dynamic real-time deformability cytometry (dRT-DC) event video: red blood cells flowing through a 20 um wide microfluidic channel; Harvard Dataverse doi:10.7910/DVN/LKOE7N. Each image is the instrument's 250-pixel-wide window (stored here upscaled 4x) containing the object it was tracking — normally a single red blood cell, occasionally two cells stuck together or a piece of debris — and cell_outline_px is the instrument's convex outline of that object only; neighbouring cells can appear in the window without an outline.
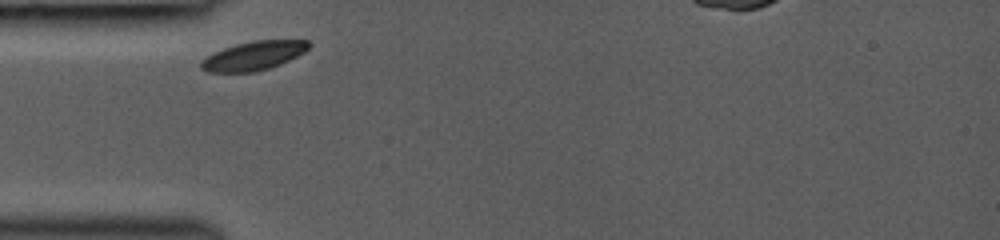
{"species": "common noctule bat (a hibernating species)", "species_latin": "Nyctalus noctula", "temperature_condition": "room temperature", "stored_images_in_passage": 24, "camera_frame_rate_fps": 3000, "um_per_image_px": 0.085, "animal": {"sex": "female", "body_mass_g": 19.0, "forearm_length_mm": 53.3}, "frame": {"image": 1, "passage_image": 1, "time_ms": 0.0, "image_size_px": [1000, 240], "cell_outline_px": [[312, 44], [304, 52], [280, 64], [256, 72], [208, 72], [200, 68], [200, 60], [212, 52], [236, 44], [252, 40], [308, 40]], "centroid_in_image_um": [21.52, 4.73], "position_along_channel_um": 63.5, "area_um2": 18.21}}
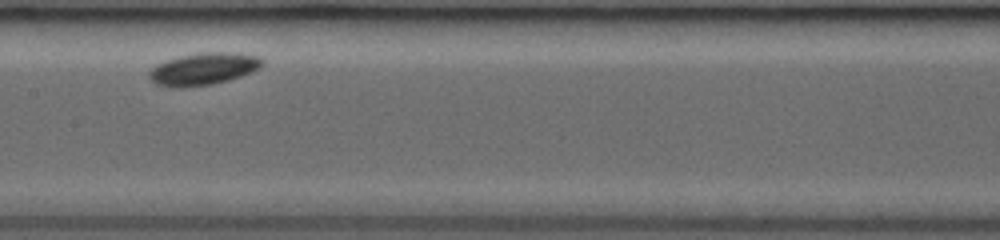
{"frame": {"image": 2, "passage_image": 10, "time_ms": 3.333, "image_size_px": [1000, 240], "cell_outline_px": [[264, 64], [260, 68], [252, 72], [228, 80], [212, 84], [180, 88], [168, 88], [156, 84], [148, 76], [148, 72], [156, 64], [180, 56], [208, 52], [228, 52], [256, 56], [264, 60]], "centroid_in_image_um": [17.27, 5.87], "position_along_channel_um": 190.1, "area_um2": 21.15}}
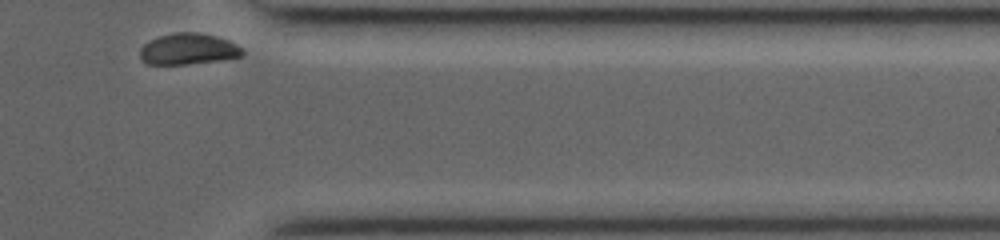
{"frame": {"image": 3, "passage_image": 24, "time_ms": 8.667, "image_size_px": [1000, 240], "cell_outline_px": [[244, 56], [220, 60], [188, 64], [148, 64], [140, 56], [140, 48], [144, 44], [160, 36], [176, 32], [196, 32], [216, 36], [228, 40], [236, 44], [244, 52]], "centroid_in_image_um": [16.03, 4.17], "position_along_channel_um": 395.4, "area_um2": 18.44}}